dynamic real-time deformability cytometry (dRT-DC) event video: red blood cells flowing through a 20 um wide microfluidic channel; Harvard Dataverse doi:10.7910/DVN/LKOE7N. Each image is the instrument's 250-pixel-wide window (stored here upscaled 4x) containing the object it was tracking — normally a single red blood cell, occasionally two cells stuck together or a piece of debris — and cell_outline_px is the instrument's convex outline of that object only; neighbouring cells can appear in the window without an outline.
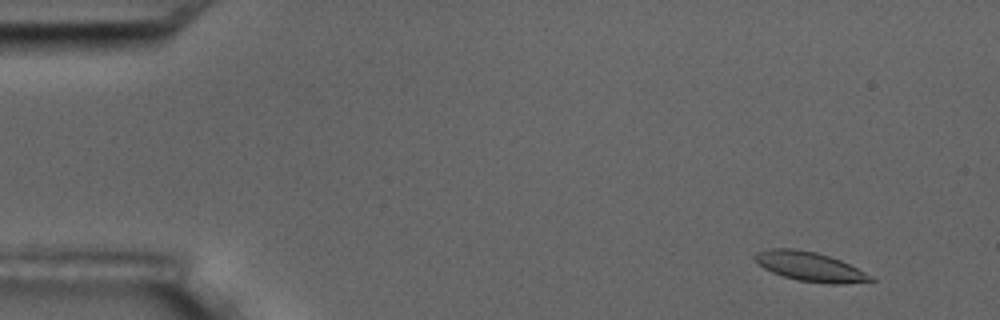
{"species": "common noctule bat (a hibernating species)", "species_latin": "Nyctalus noctula", "temperature_condition": "room temperature", "stored_images_in_passage": 4, "camera_frame_rate_fps": 3000, "um_per_image_px": 0.085, "animal": {"sex": "male", "body_mass_g": 17.5, "forearm_length_mm": 52.3}, "frame": {"image": 1, "passage_image": 1, "time_ms": 0.0, "image_size_px": [1000, 320], "cell_outline_px": [[876, 280], [840, 284], [828, 284], [800, 280], [784, 276], [772, 272], [764, 268], [752, 256], [756, 252], [768, 248], [796, 248], [816, 252], [840, 260], [872, 276]], "centroid_in_image_um": [68.8, 22.64], "position_along_channel_um": 16.2, "area_um2": 19.54}}